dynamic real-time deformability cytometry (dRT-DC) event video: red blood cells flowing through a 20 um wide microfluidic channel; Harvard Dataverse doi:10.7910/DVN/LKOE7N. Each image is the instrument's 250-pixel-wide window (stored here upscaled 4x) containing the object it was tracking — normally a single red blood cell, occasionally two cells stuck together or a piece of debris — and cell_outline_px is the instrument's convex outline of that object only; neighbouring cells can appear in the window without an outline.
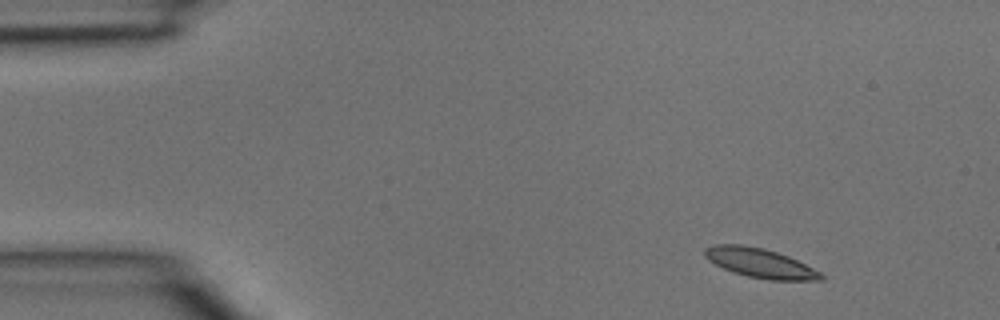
{"species": "common noctule bat (a hibernating species)", "species_latin": "Nyctalus noctula", "temperature_condition": "room temperature", "stored_images_in_passage": 3, "camera_frame_rate_fps": 3000, "um_per_image_px": 0.085, "animal": {"sex": "male", "body_mass_g": 15.6}, "frame": {"image": 1, "passage_image": 1, "time_ms": 0.0, "image_size_px": [1000, 320], "cell_outline_px": [[824, 280], [768, 280], [748, 276], [732, 272], [708, 260], [704, 256], [704, 248], [712, 244], [740, 244], [764, 248], [788, 256], [820, 272], [824, 276]], "centroid_in_image_um": [64.57, 22.35], "position_along_channel_um": 20.4, "area_um2": 19.83}}
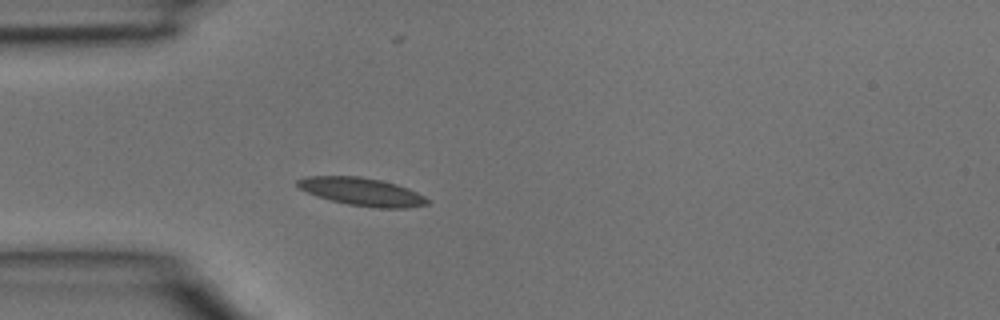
{"frame": {"image": 2, "passage_image": 3, "time_ms": 0.667, "image_size_px": [1000, 320], "cell_outline_px": [[428, 204], [408, 208], [380, 208], [348, 204], [316, 196], [300, 188], [296, 184], [296, 180], [304, 176], [360, 176], [380, 180], [396, 184], [408, 188], [424, 196], [428, 200]], "centroid_in_image_um": [30.75, 16.29], "position_along_channel_um": 54.2, "area_um2": 20.98}}